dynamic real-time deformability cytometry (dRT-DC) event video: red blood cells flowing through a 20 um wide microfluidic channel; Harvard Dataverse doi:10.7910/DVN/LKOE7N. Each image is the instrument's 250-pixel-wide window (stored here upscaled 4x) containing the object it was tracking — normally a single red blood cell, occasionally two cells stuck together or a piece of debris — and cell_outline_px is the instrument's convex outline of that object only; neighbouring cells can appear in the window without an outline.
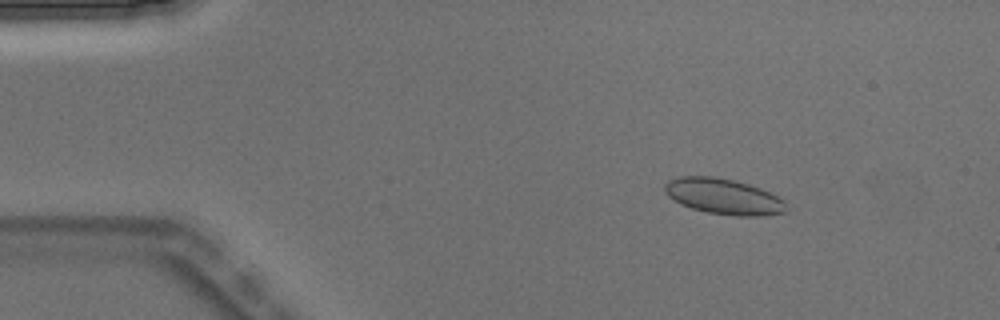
{"species": "Egyptian fruit bat (a non-hibernating species)", "species_latin": "Rousettus aegyptiacus", "temperature_condition": "warm", "stored_images_in_passage": 3, "camera_frame_rate_fps": 3000, "um_per_image_px": 0.085, "animal": {"sex": "male"}, "frame": {"image": 1, "passage_image": 2, "time_ms": 0.333, "image_size_px": [1000, 320], "cell_outline_px": [[788, 212], [764, 216], [736, 216], [708, 212], [692, 208], [680, 204], [668, 196], [664, 192], [664, 184], [668, 180], [680, 176], [712, 176], [732, 180], [748, 184], [760, 188], [784, 200], [788, 208]], "centroid_in_image_um": [61.5, 16.71], "position_along_channel_um": 23.5, "area_um2": 25.37}}